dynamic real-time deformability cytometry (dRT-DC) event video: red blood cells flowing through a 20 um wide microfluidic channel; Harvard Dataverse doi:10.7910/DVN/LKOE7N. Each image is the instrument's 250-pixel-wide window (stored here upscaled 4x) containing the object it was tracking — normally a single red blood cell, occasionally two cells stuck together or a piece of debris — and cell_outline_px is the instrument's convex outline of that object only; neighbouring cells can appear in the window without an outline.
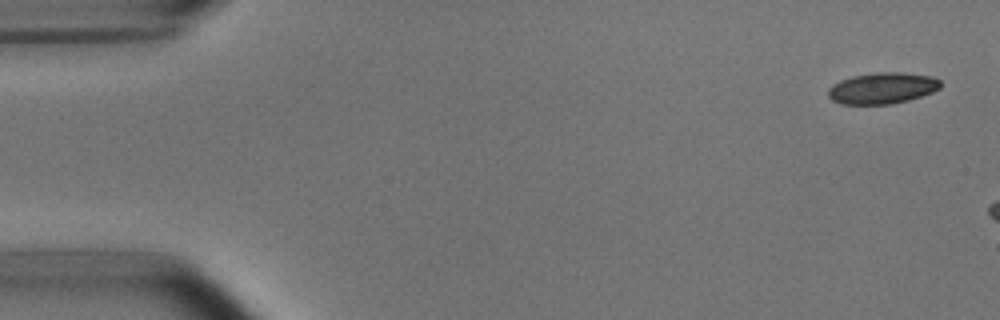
{"species": "common noctule bat (a hibernating species)", "species_latin": "Nyctalus noctula", "temperature_condition": "room temperature", "stored_images_in_passage": 3, "camera_frame_rate_fps": 3000, "um_per_image_px": 0.085, "animal": {"sex": "male", "body_mass_g": 15.6}, "frame": {"image": 1, "passage_image": 1, "time_ms": 0.0, "image_size_px": [1000, 320], "cell_outline_px": [[940, 88], [932, 92], [908, 100], [888, 104], [844, 104], [832, 100], [828, 96], [828, 88], [832, 84], [840, 80], [852, 76], [880, 72], [904, 72], [932, 76], [940, 80]], "centroid_in_image_um": [74.99, 7.48], "position_along_channel_um": 10.0, "area_um2": 20.4}}